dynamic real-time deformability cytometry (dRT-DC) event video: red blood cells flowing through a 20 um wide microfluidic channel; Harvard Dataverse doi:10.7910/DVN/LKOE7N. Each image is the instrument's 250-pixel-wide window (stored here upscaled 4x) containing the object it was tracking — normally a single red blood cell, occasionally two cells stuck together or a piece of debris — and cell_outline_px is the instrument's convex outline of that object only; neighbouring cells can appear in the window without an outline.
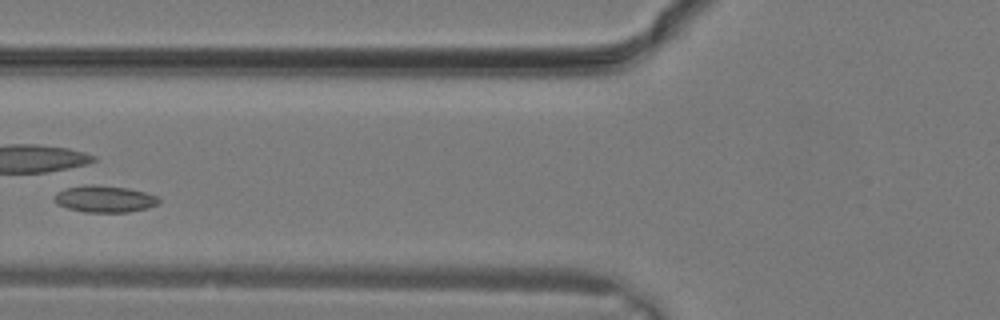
{"species": "common noctule bat (a hibernating species)", "species_latin": "Nyctalus noctula", "temperature_condition": "warm", "stored_images_in_passage": 22, "camera_frame_rate_fps": 3000, "um_per_image_px": 0.085, "animal": {"sex": "male", "body_mass_g": 19.2, "forearm_length_mm": 51.8}, "frame": {"image": 1, "passage_image": 4, "time_ms": 1.0, "image_size_px": [1000, 320], "cell_outline_px": [[160, 200], [156, 204], [148, 208], [128, 212], [84, 212], [68, 208], [56, 204], [56, 192], [68, 188], [88, 184], [92, 184], [128, 188], [144, 192], [156, 196]], "centroid_in_image_um": [8.89, 16.91], "position_along_channel_um": 116.9, "area_um2": 16.07}}
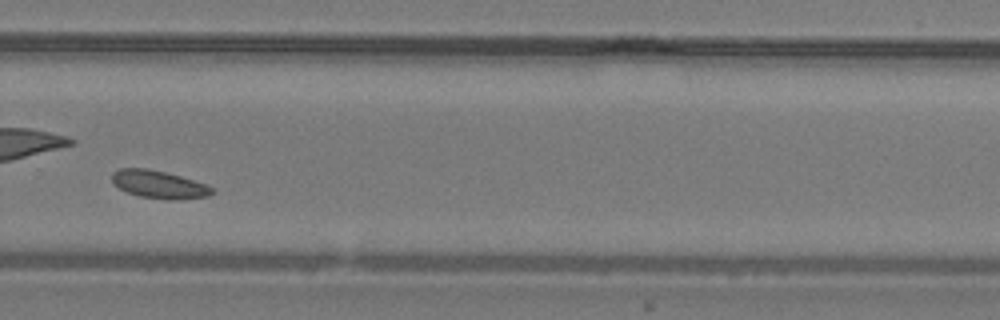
{"frame": {"image": 2, "passage_image": 13, "time_ms": 4.0, "image_size_px": [1000, 320], "cell_outline_px": [[216, 192], [208, 196], [184, 200], [172, 200], [140, 196], [128, 192], [112, 184], [112, 172], [120, 168], [148, 168], [180, 176], [216, 188]], "centroid_in_image_um": [13.54, 15.69], "position_along_channel_um": 316.3, "area_um2": 16.3}}